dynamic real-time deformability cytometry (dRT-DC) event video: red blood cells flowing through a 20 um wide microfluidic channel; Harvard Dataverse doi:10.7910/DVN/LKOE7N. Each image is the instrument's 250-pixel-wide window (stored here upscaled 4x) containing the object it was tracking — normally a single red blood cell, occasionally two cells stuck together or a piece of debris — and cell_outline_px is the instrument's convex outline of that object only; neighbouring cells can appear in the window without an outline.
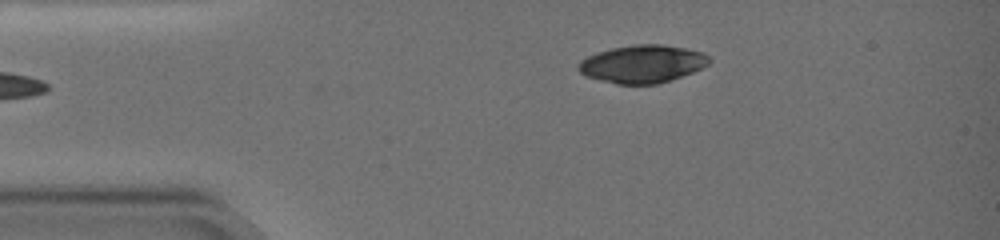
{"species": "common noctule bat (a hibernating species)", "species_latin": "Nyctalus noctula", "temperature_condition": "warm", "stored_images_in_passage": 2, "camera_frame_rate_fps": 3000, "um_per_image_px": 0.085, "animal": {"sex": "female", "body_mass_g": 19.0, "forearm_length_mm": 51.5}, "frame": {"image": 1, "passage_image": 2, "time_ms": 0.333, "image_size_px": [1000, 240], "cell_outline_px": [[712, 60], [708, 64], [692, 72], [660, 84], [616, 84], [584, 76], [576, 68], [576, 64], [580, 60], [596, 52], [612, 48], [632, 44], [664, 44], [704, 52]], "centroid_in_image_um": [54.57, 5.43], "position_along_channel_um": 30.4, "area_um2": 29.07}}